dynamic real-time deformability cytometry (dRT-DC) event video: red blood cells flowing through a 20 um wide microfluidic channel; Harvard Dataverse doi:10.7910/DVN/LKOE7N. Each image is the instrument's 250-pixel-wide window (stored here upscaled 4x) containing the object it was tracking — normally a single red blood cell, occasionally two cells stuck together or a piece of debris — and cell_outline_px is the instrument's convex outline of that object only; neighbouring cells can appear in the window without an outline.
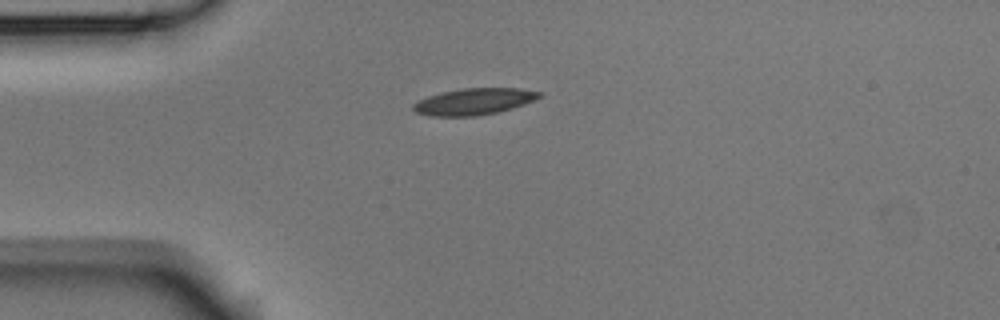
{"species": "Egyptian fruit bat (a non-hibernating species)", "species_latin": "Rousettus aegyptiacus", "temperature_condition": "room temperature", "stored_images_in_passage": 2, "camera_frame_rate_fps": 3000, "um_per_image_px": 0.085, "animal": {"sex": "male"}, "frame": {"image": 1, "passage_image": 1, "time_ms": 0.0, "image_size_px": [1000, 320], "cell_outline_px": [[544, 96], [524, 104], [512, 108], [496, 112], [476, 116], [432, 116], [416, 112], [412, 108], [412, 104], [428, 96], [440, 92], [464, 88], [520, 88], [544, 92]], "centroid_in_image_um": [40.33, 8.62], "position_along_channel_um": 44.7, "area_um2": 19.54}}
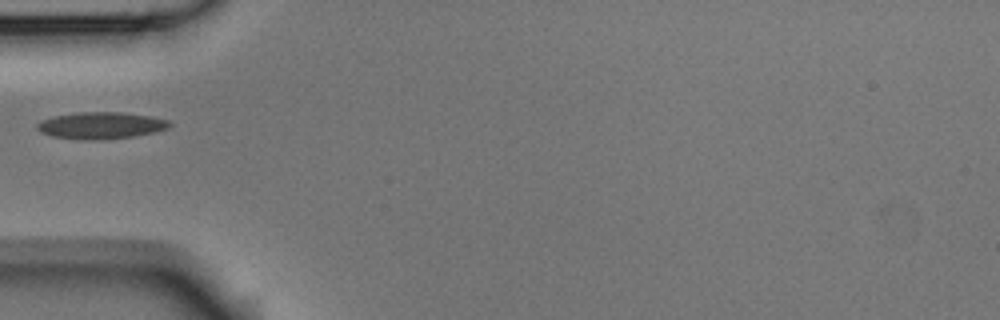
{"frame": {"image": 2, "passage_image": 2, "time_ms": 0.333, "image_size_px": [1000, 320], "cell_outline_px": [[172, 124], [168, 128], [136, 136], [96, 140], [92, 140], [52, 136], [40, 132], [36, 128], [36, 124], [40, 120], [52, 116], [80, 112], [120, 112], [152, 116], [168, 120]], "centroid_in_image_um": [8.56, 10.65], "position_along_channel_um": 76.4, "area_um2": 20.63}}